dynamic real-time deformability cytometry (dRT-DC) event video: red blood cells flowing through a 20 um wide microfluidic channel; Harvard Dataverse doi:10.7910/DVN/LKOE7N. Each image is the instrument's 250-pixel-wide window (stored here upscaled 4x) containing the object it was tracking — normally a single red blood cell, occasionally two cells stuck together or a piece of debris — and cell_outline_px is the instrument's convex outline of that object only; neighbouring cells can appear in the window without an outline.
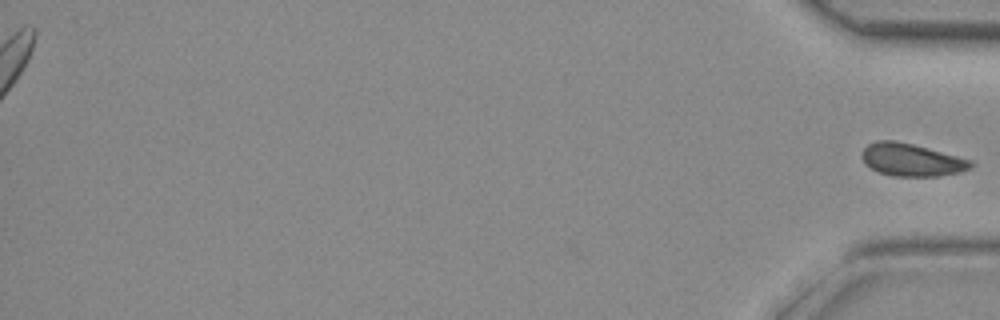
{"species": "common noctule bat (a hibernating species)", "species_latin": "Nyctalus noctula", "temperature_condition": "room temperature", "stored_images_in_passage": 36, "segment_of_instrument_passage": [2, 2], "camera_frame_rate_fps": 3000, "um_per_image_px": 0.085, "animal": {"sex": "female", "body_mass_g": 29.2, "forearm_length_mm": 56.3}, "frame": {"image": 1, "passage_image": 36, "time_ms": 11.667, "image_size_px": [1000, 320], "cell_outline_px": [[972, 168], [960, 172], [936, 176], [892, 176], [880, 172], [872, 168], [860, 156], [864, 148], [868, 144], [876, 140], [892, 140], [912, 144], [972, 160]], "centroid_in_image_um": [77.48, 13.58], "position_along_channel_um": 357.7, "area_um2": 20.4}}